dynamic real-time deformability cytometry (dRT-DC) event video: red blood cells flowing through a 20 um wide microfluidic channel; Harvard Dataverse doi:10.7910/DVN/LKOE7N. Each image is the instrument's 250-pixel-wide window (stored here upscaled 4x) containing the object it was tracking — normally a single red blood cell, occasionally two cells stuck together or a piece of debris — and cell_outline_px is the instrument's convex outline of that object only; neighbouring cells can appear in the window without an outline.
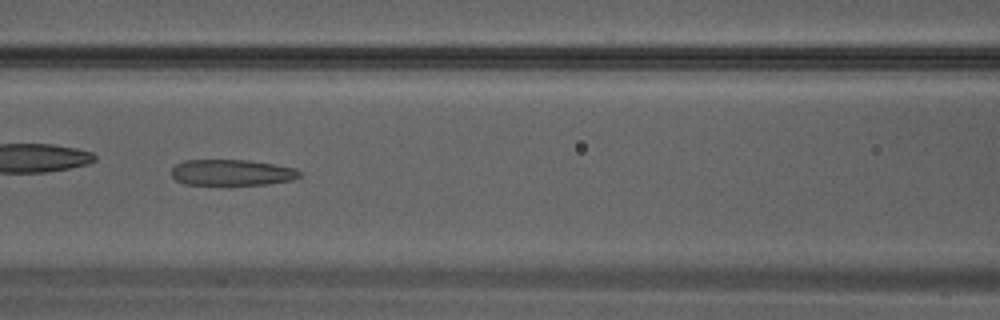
{"species": "Egyptian fruit bat (a non-hibernating species)", "species_latin": "Rousettus aegyptiacus", "temperature_condition": "warm", "stored_images_in_passage": 32, "camera_frame_rate_fps": 3000, "um_per_image_px": 0.085, "animal": {"sex": "male"}, "frame": {"image": 1, "passage_image": 14, "time_ms": 4.333, "image_size_px": [1000, 320], "cell_outline_px": [[300, 176], [292, 180], [268, 184], [184, 184], [176, 180], [172, 176], [172, 168], [176, 164], [184, 160], [248, 160], [296, 168], [300, 172]], "centroid_in_image_um": [19.7, 14.66], "position_along_channel_um": 146.9, "area_um2": 19.25}}